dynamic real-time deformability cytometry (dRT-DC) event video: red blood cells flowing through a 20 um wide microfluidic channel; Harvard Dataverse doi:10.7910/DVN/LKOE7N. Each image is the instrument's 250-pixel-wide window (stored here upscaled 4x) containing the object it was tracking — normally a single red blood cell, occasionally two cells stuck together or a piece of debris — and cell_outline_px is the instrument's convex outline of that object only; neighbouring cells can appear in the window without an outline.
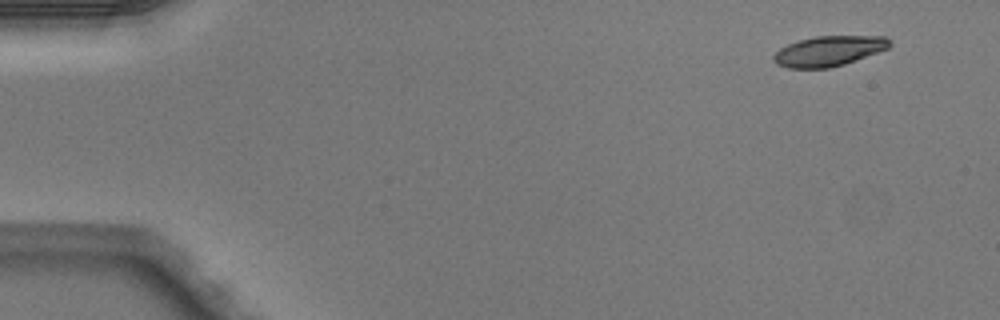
{"species": "Egyptian fruit bat (a non-hibernating species)", "species_latin": "Rousettus aegyptiacus", "temperature_condition": "warm", "stored_images_in_passage": 4, "camera_frame_rate_fps": 3000, "um_per_image_px": 0.085, "animal": {"sex": "male"}, "frame": {"image": 1, "passage_image": 1, "time_ms": 0.0, "image_size_px": [1000, 320], "cell_outline_px": [[892, 44], [888, 48], [856, 60], [844, 64], [828, 68], [788, 68], [776, 64], [772, 60], [772, 56], [780, 48], [788, 44], [800, 40], [816, 36], [884, 36], [892, 40]], "centroid_in_image_um": [70.44, 4.33], "position_along_channel_um": 14.6, "area_um2": 20.4}}
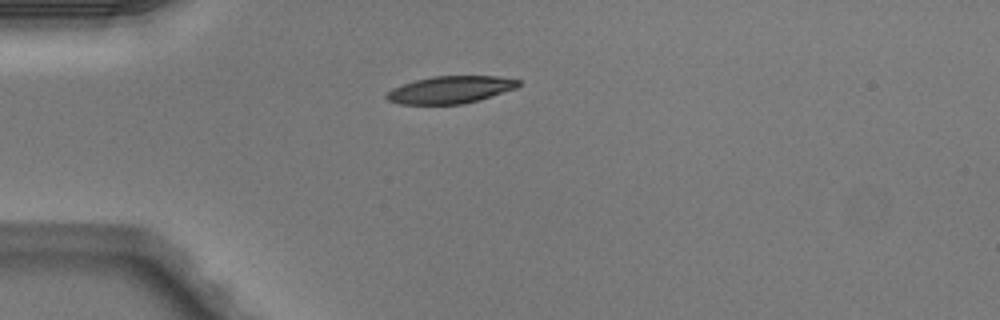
{"frame": {"image": 2, "passage_image": 4, "time_ms": 1.0, "image_size_px": [1000, 320], "cell_outline_px": [[520, 84], [516, 88], [480, 100], [460, 104], [400, 104], [388, 100], [384, 96], [392, 88], [416, 80], [432, 76], [500, 76], [520, 80]], "centroid_in_image_um": [38.3, 7.62], "position_along_channel_um": 46.7, "area_um2": 20.92}}